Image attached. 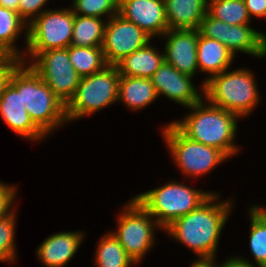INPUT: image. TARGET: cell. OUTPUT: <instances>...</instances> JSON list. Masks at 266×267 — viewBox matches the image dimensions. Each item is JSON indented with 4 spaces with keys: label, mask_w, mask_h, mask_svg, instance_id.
<instances>
[{
    "label": "cell",
    "mask_w": 266,
    "mask_h": 267,
    "mask_svg": "<svg viewBox=\"0 0 266 267\" xmlns=\"http://www.w3.org/2000/svg\"><path fill=\"white\" fill-rule=\"evenodd\" d=\"M214 200H217L216 194H212L197 209L165 228L168 234L194 250L200 257H215L219 236L231 208L230 201L213 204Z\"/></svg>",
    "instance_id": "6da1fadb"
},
{
    "label": "cell",
    "mask_w": 266,
    "mask_h": 267,
    "mask_svg": "<svg viewBox=\"0 0 266 267\" xmlns=\"http://www.w3.org/2000/svg\"><path fill=\"white\" fill-rule=\"evenodd\" d=\"M24 58L12 71L9 82L21 94V100L33 123L46 135L67 121L65 105L30 67Z\"/></svg>",
    "instance_id": "7a4b0ae2"
},
{
    "label": "cell",
    "mask_w": 266,
    "mask_h": 267,
    "mask_svg": "<svg viewBox=\"0 0 266 267\" xmlns=\"http://www.w3.org/2000/svg\"><path fill=\"white\" fill-rule=\"evenodd\" d=\"M194 112L183 121L173 124L189 139L221 150L227 157L235 154L238 149L233 143L236 128V114L209 104L206 107L202 99L190 106Z\"/></svg>",
    "instance_id": "3957f363"
},
{
    "label": "cell",
    "mask_w": 266,
    "mask_h": 267,
    "mask_svg": "<svg viewBox=\"0 0 266 267\" xmlns=\"http://www.w3.org/2000/svg\"><path fill=\"white\" fill-rule=\"evenodd\" d=\"M254 77L246 69L222 72L204 81L203 91L214 106L228 112L245 116L258 101V92Z\"/></svg>",
    "instance_id": "277c9868"
},
{
    "label": "cell",
    "mask_w": 266,
    "mask_h": 267,
    "mask_svg": "<svg viewBox=\"0 0 266 267\" xmlns=\"http://www.w3.org/2000/svg\"><path fill=\"white\" fill-rule=\"evenodd\" d=\"M212 194L171 182L134 198L165 229L176 219L197 209Z\"/></svg>",
    "instance_id": "5b68a950"
},
{
    "label": "cell",
    "mask_w": 266,
    "mask_h": 267,
    "mask_svg": "<svg viewBox=\"0 0 266 267\" xmlns=\"http://www.w3.org/2000/svg\"><path fill=\"white\" fill-rule=\"evenodd\" d=\"M120 77L115 65L81 77L74 96L65 105L67 121L92 114L117 101Z\"/></svg>",
    "instance_id": "8992f818"
},
{
    "label": "cell",
    "mask_w": 266,
    "mask_h": 267,
    "mask_svg": "<svg viewBox=\"0 0 266 267\" xmlns=\"http://www.w3.org/2000/svg\"><path fill=\"white\" fill-rule=\"evenodd\" d=\"M28 24L26 43L28 52L64 49L71 45L75 14L71 9L38 13Z\"/></svg>",
    "instance_id": "52a82bcc"
},
{
    "label": "cell",
    "mask_w": 266,
    "mask_h": 267,
    "mask_svg": "<svg viewBox=\"0 0 266 267\" xmlns=\"http://www.w3.org/2000/svg\"><path fill=\"white\" fill-rule=\"evenodd\" d=\"M166 142L179 168L190 176H202L228 158L221 150L193 141L173 123L164 128Z\"/></svg>",
    "instance_id": "ba28073f"
},
{
    "label": "cell",
    "mask_w": 266,
    "mask_h": 267,
    "mask_svg": "<svg viewBox=\"0 0 266 267\" xmlns=\"http://www.w3.org/2000/svg\"><path fill=\"white\" fill-rule=\"evenodd\" d=\"M29 54L33 57V61L35 60L30 67L66 105L74 96L81 80L70 62L68 49H50Z\"/></svg>",
    "instance_id": "9c48e42d"
},
{
    "label": "cell",
    "mask_w": 266,
    "mask_h": 267,
    "mask_svg": "<svg viewBox=\"0 0 266 267\" xmlns=\"http://www.w3.org/2000/svg\"><path fill=\"white\" fill-rule=\"evenodd\" d=\"M125 210L126 212L118 218V231L112 234L120 242L127 255L136 263L153 245V231L159 225L156 220L149 218L152 216L135 198L125 206Z\"/></svg>",
    "instance_id": "30bf717a"
},
{
    "label": "cell",
    "mask_w": 266,
    "mask_h": 267,
    "mask_svg": "<svg viewBox=\"0 0 266 267\" xmlns=\"http://www.w3.org/2000/svg\"><path fill=\"white\" fill-rule=\"evenodd\" d=\"M106 23L102 50L108 65H115L150 42L148 34L119 14L110 17Z\"/></svg>",
    "instance_id": "8fae6325"
},
{
    "label": "cell",
    "mask_w": 266,
    "mask_h": 267,
    "mask_svg": "<svg viewBox=\"0 0 266 267\" xmlns=\"http://www.w3.org/2000/svg\"><path fill=\"white\" fill-rule=\"evenodd\" d=\"M165 45L164 61L171 64L177 71L193 76L198 69L197 43L199 30L168 29Z\"/></svg>",
    "instance_id": "7c38bea8"
},
{
    "label": "cell",
    "mask_w": 266,
    "mask_h": 267,
    "mask_svg": "<svg viewBox=\"0 0 266 267\" xmlns=\"http://www.w3.org/2000/svg\"><path fill=\"white\" fill-rule=\"evenodd\" d=\"M119 15L133 22L151 38L169 28L162 0H119Z\"/></svg>",
    "instance_id": "4fadbf2b"
},
{
    "label": "cell",
    "mask_w": 266,
    "mask_h": 267,
    "mask_svg": "<svg viewBox=\"0 0 266 267\" xmlns=\"http://www.w3.org/2000/svg\"><path fill=\"white\" fill-rule=\"evenodd\" d=\"M192 76L177 71L171 64L163 62L150 78L157 96L164 94L185 107H190L202 98L191 83Z\"/></svg>",
    "instance_id": "5bb4252c"
},
{
    "label": "cell",
    "mask_w": 266,
    "mask_h": 267,
    "mask_svg": "<svg viewBox=\"0 0 266 267\" xmlns=\"http://www.w3.org/2000/svg\"><path fill=\"white\" fill-rule=\"evenodd\" d=\"M0 116L20 136L37 140L46 136L31 120L21 94L8 82L0 96Z\"/></svg>",
    "instance_id": "9a60e30c"
},
{
    "label": "cell",
    "mask_w": 266,
    "mask_h": 267,
    "mask_svg": "<svg viewBox=\"0 0 266 267\" xmlns=\"http://www.w3.org/2000/svg\"><path fill=\"white\" fill-rule=\"evenodd\" d=\"M83 234L60 232L48 237L38 248V257L46 267H63L74 256Z\"/></svg>",
    "instance_id": "2e32d148"
},
{
    "label": "cell",
    "mask_w": 266,
    "mask_h": 267,
    "mask_svg": "<svg viewBox=\"0 0 266 267\" xmlns=\"http://www.w3.org/2000/svg\"><path fill=\"white\" fill-rule=\"evenodd\" d=\"M169 29L198 30L207 13L208 0H165Z\"/></svg>",
    "instance_id": "e0dca14e"
},
{
    "label": "cell",
    "mask_w": 266,
    "mask_h": 267,
    "mask_svg": "<svg viewBox=\"0 0 266 267\" xmlns=\"http://www.w3.org/2000/svg\"><path fill=\"white\" fill-rule=\"evenodd\" d=\"M149 45L148 42L115 64L120 76L150 79L154 75L164 62V54H158L157 49Z\"/></svg>",
    "instance_id": "ac0fdd59"
},
{
    "label": "cell",
    "mask_w": 266,
    "mask_h": 267,
    "mask_svg": "<svg viewBox=\"0 0 266 267\" xmlns=\"http://www.w3.org/2000/svg\"><path fill=\"white\" fill-rule=\"evenodd\" d=\"M234 54L216 39L204 37L200 32L197 43V63L202 72L211 77L226 71L233 60Z\"/></svg>",
    "instance_id": "d6986e66"
},
{
    "label": "cell",
    "mask_w": 266,
    "mask_h": 267,
    "mask_svg": "<svg viewBox=\"0 0 266 267\" xmlns=\"http://www.w3.org/2000/svg\"><path fill=\"white\" fill-rule=\"evenodd\" d=\"M225 46L235 55L236 51L257 57L266 55V35L245 25L227 24Z\"/></svg>",
    "instance_id": "ffe728a7"
},
{
    "label": "cell",
    "mask_w": 266,
    "mask_h": 267,
    "mask_svg": "<svg viewBox=\"0 0 266 267\" xmlns=\"http://www.w3.org/2000/svg\"><path fill=\"white\" fill-rule=\"evenodd\" d=\"M157 98V93L148 78L121 76L119 80L118 100H122L131 109H142Z\"/></svg>",
    "instance_id": "44dd1931"
},
{
    "label": "cell",
    "mask_w": 266,
    "mask_h": 267,
    "mask_svg": "<svg viewBox=\"0 0 266 267\" xmlns=\"http://www.w3.org/2000/svg\"><path fill=\"white\" fill-rule=\"evenodd\" d=\"M105 24L98 17L75 15L71 45L102 47Z\"/></svg>",
    "instance_id": "7402d4cb"
},
{
    "label": "cell",
    "mask_w": 266,
    "mask_h": 267,
    "mask_svg": "<svg viewBox=\"0 0 266 267\" xmlns=\"http://www.w3.org/2000/svg\"><path fill=\"white\" fill-rule=\"evenodd\" d=\"M24 24L26 26L17 11L0 6V55L22 59L13 44L20 31L24 30Z\"/></svg>",
    "instance_id": "603a6c76"
},
{
    "label": "cell",
    "mask_w": 266,
    "mask_h": 267,
    "mask_svg": "<svg viewBox=\"0 0 266 267\" xmlns=\"http://www.w3.org/2000/svg\"><path fill=\"white\" fill-rule=\"evenodd\" d=\"M67 49L70 62L80 77L100 72L108 66L102 47H77L70 45Z\"/></svg>",
    "instance_id": "cb8c5ba5"
},
{
    "label": "cell",
    "mask_w": 266,
    "mask_h": 267,
    "mask_svg": "<svg viewBox=\"0 0 266 267\" xmlns=\"http://www.w3.org/2000/svg\"><path fill=\"white\" fill-rule=\"evenodd\" d=\"M207 13L229 25L249 24L251 19L244 0H208Z\"/></svg>",
    "instance_id": "d4e9b609"
},
{
    "label": "cell",
    "mask_w": 266,
    "mask_h": 267,
    "mask_svg": "<svg viewBox=\"0 0 266 267\" xmlns=\"http://www.w3.org/2000/svg\"><path fill=\"white\" fill-rule=\"evenodd\" d=\"M250 250L258 267H266V210L251 206Z\"/></svg>",
    "instance_id": "484cf974"
},
{
    "label": "cell",
    "mask_w": 266,
    "mask_h": 267,
    "mask_svg": "<svg viewBox=\"0 0 266 267\" xmlns=\"http://www.w3.org/2000/svg\"><path fill=\"white\" fill-rule=\"evenodd\" d=\"M97 248L98 267H129L132 263L135 264L112 232L101 238Z\"/></svg>",
    "instance_id": "4316f807"
},
{
    "label": "cell",
    "mask_w": 266,
    "mask_h": 267,
    "mask_svg": "<svg viewBox=\"0 0 266 267\" xmlns=\"http://www.w3.org/2000/svg\"><path fill=\"white\" fill-rule=\"evenodd\" d=\"M72 12L75 15L101 18L104 14L112 16L119 12V0H74Z\"/></svg>",
    "instance_id": "83f0119b"
},
{
    "label": "cell",
    "mask_w": 266,
    "mask_h": 267,
    "mask_svg": "<svg viewBox=\"0 0 266 267\" xmlns=\"http://www.w3.org/2000/svg\"><path fill=\"white\" fill-rule=\"evenodd\" d=\"M0 219V261H13L15 259V213Z\"/></svg>",
    "instance_id": "f1b7e54d"
},
{
    "label": "cell",
    "mask_w": 266,
    "mask_h": 267,
    "mask_svg": "<svg viewBox=\"0 0 266 267\" xmlns=\"http://www.w3.org/2000/svg\"><path fill=\"white\" fill-rule=\"evenodd\" d=\"M198 30L204 37L216 39L225 45L227 23L217 20L206 13Z\"/></svg>",
    "instance_id": "f546056e"
},
{
    "label": "cell",
    "mask_w": 266,
    "mask_h": 267,
    "mask_svg": "<svg viewBox=\"0 0 266 267\" xmlns=\"http://www.w3.org/2000/svg\"><path fill=\"white\" fill-rule=\"evenodd\" d=\"M20 62L21 59L17 57L0 55V96L3 93L4 87L9 82L12 71Z\"/></svg>",
    "instance_id": "4dcf8cb0"
},
{
    "label": "cell",
    "mask_w": 266,
    "mask_h": 267,
    "mask_svg": "<svg viewBox=\"0 0 266 267\" xmlns=\"http://www.w3.org/2000/svg\"><path fill=\"white\" fill-rule=\"evenodd\" d=\"M15 194L16 192L14 187L4 185L2 182H0V219L12 214V212L10 213L9 209H11Z\"/></svg>",
    "instance_id": "1f68e13d"
},
{
    "label": "cell",
    "mask_w": 266,
    "mask_h": 267,
    "mask_svg": "<svg viewBox=\"0 0 266 267\" xmlns=\"http://www.w3.org/2000/svg\"><path fill=\"white\" fill-rule=\"evenodd\" d=\"M47 1L48 0H21L19 3L18 14L25 22H29L28 18L37 14Z\"/></svg>",
    "instance_id": "d6a6232c"
},
{
    "label": "cell",
    "mask_w": 266,
    "mask_h": 267,
    "mask_svg": "<svg viewBox=\"0 0 266 267\" xmlns=\"http://www.w3.org/2000/svg\"><path fill=\"white\" fill-rule=\"evenodd\" d=\"M247 11L251 15L257 17H266V0H244Z\"/></svg>",
    "instance_id": "836d02e7"
},
{
    "label": "cell",
    "mask_w": 266,
    "mask_h": 267,
    "mask_svg": "<svg viewBox=\"0 0 266 267\" xmlns=\"http://www.w3.org/2000/svg\"><path fill=\"white\" fill-rule=\"evenodd\" d=\"M221 267H254L249 261L243 258H231L222 264Z\"/></svg>",
    "instance_id": "e575fe53"
},
{
    "label": "cell",
    "mask_w": 266,
    "mask_h": 267,
    "mask_svg": "<svg viewBox=\"0 0 266 267\" xmlns=\"http://www.w3.org/2000/svg\"><path fill=\"white\" fill-rule=\"evenodd\" d=\"M191 267H216L214 257H198Z\"/></svg>",
    "instance_id": "d590c367"
},
{
    "label": "cell",
    "mask_w": 266,
    "mask_h": 267,
    "mask_svg": "<svg viewBox=\"0 0 266 267\" xmlns=\"http://www.w3.org/2000/svg\"><path fill=\"white\" fill-rule=\"evenodd\" d=\"M0 6L14 11L13 0H0Z\"/></svg>",
    "instance_id": "8d00e7d4"
},
{
    "label": "cell",
    "mask_w": 266,
    "mask_h": 267,
    "mask_svg": "<svg viewBox=\"0 0 266 267\" xmlns=\"http://www.w3.org/2000/svg\"><path fill=\"white\" fill-rule=\"evenodd\" d=\"M20 1L21 0H13V3H14V11H17L18 12Z\"/></svg>",
    "instance_id": "74e56055"
}]
</instances>
